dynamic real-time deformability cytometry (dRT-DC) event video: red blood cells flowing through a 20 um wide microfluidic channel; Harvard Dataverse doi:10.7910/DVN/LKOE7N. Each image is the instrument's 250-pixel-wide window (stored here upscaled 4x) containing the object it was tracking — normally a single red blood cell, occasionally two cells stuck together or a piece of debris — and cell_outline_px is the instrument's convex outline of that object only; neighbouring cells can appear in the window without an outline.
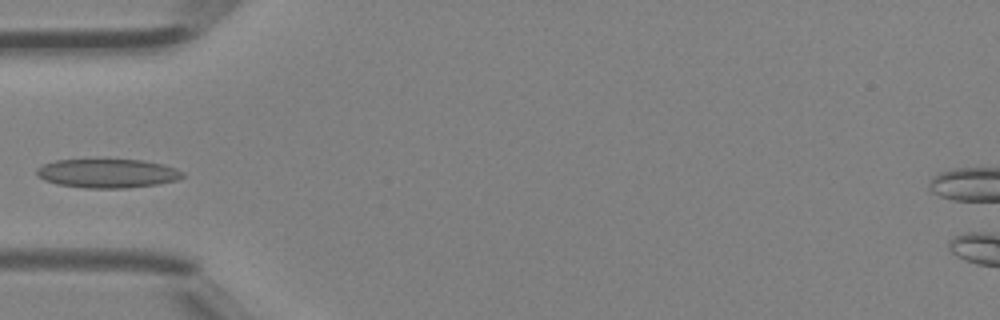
{"species": "Egyptian fruit bat (a non-hibernating species)", "species_latin": "Rousettus aegyptiacus", "temperature_condition": "room temperature", "stored_images_in_passage": 2, "camera_frame_rate_fps": 3000, "um_per_image_px": 0.085, "animal": {"sex": "female"}, "frame": {"image": 1, "passage_image": 2, "time_ms": 0.333, "image_size_px": [1000, 320], "cell_outline_px": [[184, 176], [176, 180], [156, 184], [128, 188], [84, 188], [56, 184], [44, 180], [36, 176], [36, 168], [44, 164], [56, 160], [96, 156], [108, 156], [144, 160], [164, 164], [176, 168], [184, 172]], "centroid_in_image_um": [9.09, 14.67], "position_along_channel_um": 75.9, "area_um2": 26.13}}